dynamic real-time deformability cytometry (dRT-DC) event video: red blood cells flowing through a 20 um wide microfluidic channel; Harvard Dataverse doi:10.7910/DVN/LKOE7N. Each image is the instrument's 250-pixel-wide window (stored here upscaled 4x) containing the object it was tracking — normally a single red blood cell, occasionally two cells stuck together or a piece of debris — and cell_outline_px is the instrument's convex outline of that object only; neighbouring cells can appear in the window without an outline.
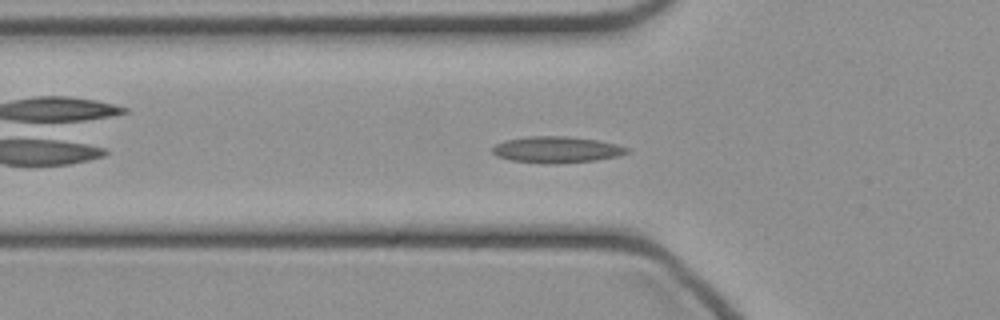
{"species": "common noctule bat (a hibernating species)", "species_latin": "Nyctalus noctula", "temperature_condition": "cold", "stored_images_in_passage": 31, "camera_frame_rate_fps": 3000, "um_per_image_px": 0.085, "animal": {"sex": "female", "body_mass_g": 21.9}, "frame": {"image": 1, "passage_image": 2, "time_ms": 0.333, "image_size_px": [1000, 320], "cell_outline_px": [[628, 152], [620, 156], [596, 160], [556, 164], [512, 160], [496, 156], [492, 152], [492, 148], [496, 144], [508, 140], [528, 136], [568, 136], [600, 140], [616, 144], [628, 148]], "centroid_in_image_um": [47.35, 12.71], "position_along_channel_um": 78.5, "area_um2": 20.58}}
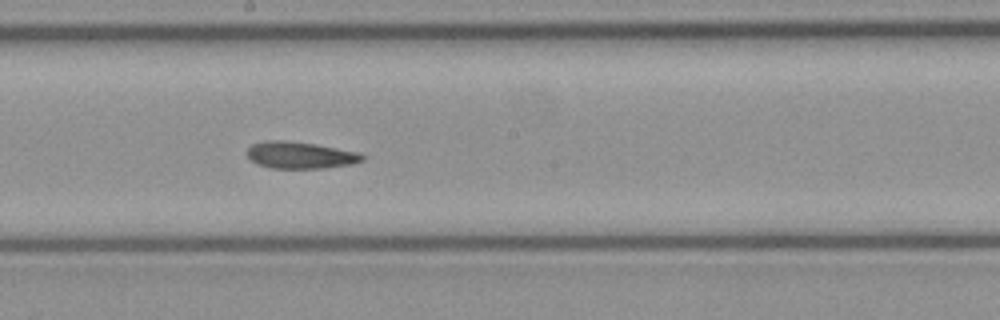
{"frame": {"image": 2, "passage_image": 12, "time_ms": 3.667, "image_size_px": [1000, 320], "cell_outline_px": [[364, 160], [352, 164], [324, 168], [272, 168], [260, 164], [252, 160], [248, 156], [248, 148], [252, 144], [268, 140], [284, 140], [316, 144], [360, 152], [364, 156]], "centroid_in_image_um": [25.57, 13.18], "position_along_channel_um": 222.6, "area_um2": 17.92}}
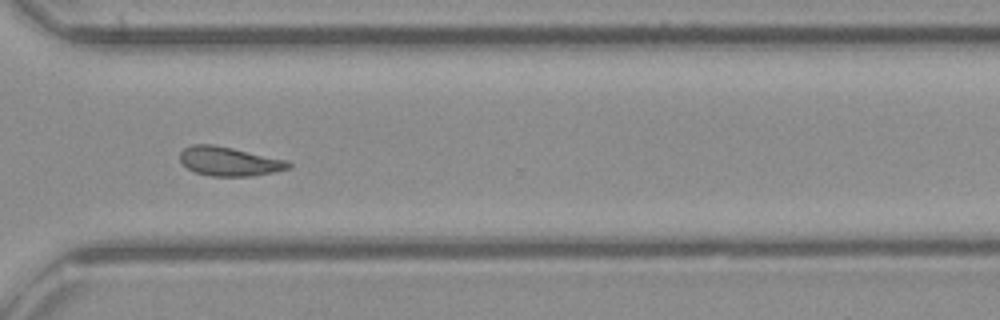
{"frame": {"image": 3, "passage_image": 21, "time_ms": 6.667, "image_size_px": [1000, 320], "cell_outline_px": [[292, 164], [288, 168], [272, 172], [252, 176], [208, 176], [196, 172], [188, 168], [180, 160], [180, 152], [184, 148], [192, 144], [212, 144], [232, 148], [288, 160]], "centroid_in_image_um": [19.47, 13.71], "position_along_channel_um": 351.1, "area_um2": 18.26}}